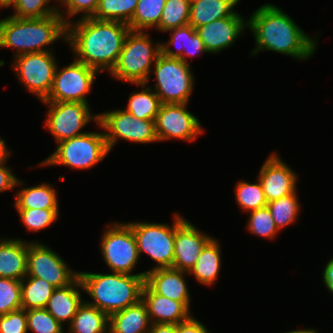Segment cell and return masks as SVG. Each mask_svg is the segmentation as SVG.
Returning <instances> with one entry per match:
<instances>
[{
  "mask_svg": "<svg viewBox=\"0 0 333 333\" xmlns=\"http://www.w3.org/2000/svg\"><path fill=\"white\" fill-rule=\"evenodd\" d=\"M151 34L130 30L125 38L117 64L109 73L123 83H150V73L161 54V41L153 42Z\"/></svg>",
  "mask_w": 333,
  "mask_h": 333,
  "instance_id": "5b68a950",
  "label": "cell"
},
{
  "mask_svg": "<svg viewBox=\"0 0 333 333\" xmlns=\"http://www.w3.org/2000/svg\"><path fill=\"white\" fill-rule=\"evenodd\" d=\"M106 228V229H105ZM100 253L110 272L146 276V271L133 272L139 260L137 242L127 222L111 221L100 237Z\"/></svg>",
  "mask_w": 333,
  "mask_h": 333,
  "instance_id": "ba28073f",
  "label": "cell"
},
{
  "mask_svg": "<svg viewBox=\"0 0 333 333\" xmlns=\"http://www.w3.org/2000/svg\"><path fill=\"white\" fill-rule=\"evenodd\" d=\"M166 0H138L136 10L128 26L132 31L157 29Z\"/></svg>",
  "mask_w": 333,
  "mask_h": 333,
  "instance_id": "f546056e",
  "label": "cell"
},
{
  "mask_svg": "<svg viewBox=\"0 0 333 333\" xmlns=\"http://www.w3.org/2000/svg\"><path fill=\"white\" fill-rule=\"evenodd\" d=\"M189 273L173 268H158L146 271L145 283L157 294L182 302L191 309V294L186 276Z\"/></svg>",
  "mask_w": 333,
  "mask_h": 333,
  "instance_id": "d6986e66",
  "label": "cell"
},
{
  "mask_svg": "<svg viewBox=\"0 0 333 333\" xmlns=\"http://www.w3.org/2000/svg\"><path fill=\"white\" fill-rule=\"evenodd\" d=\"M67 40V25L57 13L43 18L0 19V48L13 50V57L25 53L54 51L51 45ZM51 47V48H50Z\"/></svg>",
  "mask_w": 333,
  "mask_h": 333,
  "instance_id": "3957f363",
  "label": "cell"
},
{
  "mask_svg": "<svg viewBox=\"0 0 333 333\" xmlns=\"http://www.w3.org/2000/svg\"><path fill=\"white\" fill-rule=\"evenodd\" d=\"M138 0H99L92 18L104 21H118L129 24L136 10Z\"/></svg>",
  "mask_w": 333,
  "mask_h": 333,
  "instance_id": "836d02e7",
  "label": "cell"
},
{
  "mask_svg": "<svg viewBox=\"0 0 333 333\" xmlns=\"http://www.w3.org/2000/svg\"><path fill=\"white\" fill-rule=\"evenodd\" d=\"M109 316L97 307L83 301L68 325L69 333H107Z\"/></svg>",
  "mask_w": 333,
  "mask_h": 333,
  "instance_id": "4316f807",
  "label": "cell"
},
{
  "mask_svg": "<svg viewBox=\"0 0 333 333\" xmlns=\"http://www.w3.org/2000/svg\"><path fill=\"white\" fill-rule=\"evenodd\" d=\"M9 8L15 18H43L58 13L59 0H8L0 9Z\"/></svg>",
  "mask_w": 333,
  "mask_h": 333,
  "instance_id": "4dcf8cb0",
  "label": "cell"
},
{
  "mask_svg": "<svg viewBox=\"0 0 333 333\" xmlns=\"http://www.w3.org/2000/svg\"><path fill=\"white\" fill-rule=\"evenodd\" d=\"M8 161L0 162V193L14 191L18 178L14 171L8 166Z\"/></svg>",
  "mask_w": 333,
  "mask_h": 333,
  "instance_id": "ee69618b",
  "label": "cell"
},
{
  "mask_svg": "<svg viewBox=\"0 0 333 333\" xmlns=\"http://www.w3.org/2000/svg\"><path fill=\"white\" fill-rule=\"evenodd\" d=\"M96 125L104 132L110 152L120 140L145 145L158 142L155 120L139 119L123 108L99 112Z\"/></svg>",
  "mask_w": 333,
  "mask_h": 333,
  "instance_id": "9c48e42d",
  "label": "cell"
},
{
  "mask_svg": "<svg viewBox=\"0 0 333 333\" xmlns=\"http://www.w3.org/2000/svg\"><path fill=\"white\" fill-rule=\"evenodd\" d=\"M25 183V184H24ZM22 185V186H21ZM26 182L18 178L16 188L13 193L15 201L13 202L15 209H49V210H60L58 191L49 183H39L35 186H26ZM53 186V187H52Z\"/></svg>",
  "mask_w": 333,
  "mask_h": 333,
  "instance_id": "603a6c76",
  "label": "cell"
},
{
  "mask_svg": "<svg viewBox=\"0 0 333 333\" xmlns=\"http://www.w3.org/2000/svg\"><path fill=\"white\" fill-rule=\"evenodd\" d=\"M7 146L6 140L0 137V162L10 160V156L12 155V151Z\"/></svg>",
  "mask_w": 333,
  "mask_h": 333,
  "instance_id": "c3c4849f",
  "label": "cell"
},
{
  "mask_svg": "<svg viewBox=\"0 0 333 333\" xmlns=\"http://www.w3.org/2000/svg\"><path fill=\"white\" fill-rule=\"evenodd\" d=\"M248 215L246 224L248 232L269 241L278 236L279 230L276 228L274 219L267 206L248 212Z\"/></svg>",
  "mask_w": 333,
  "mask_h": 333,
  "instance_id": "d590c367",
  "label": "cell"
},
{
  "mask_svg": "<svg viewBox=\"0 0 333 333\" xmlns=\"http://www.w3.org/2000/svg\"><path fill=\"white\" fill-rule=\"evenodd\" d=\"M147 333H176V324H151Z\"/></svg>",
  "mask_w": 333,
  "mask_h": 333,
  "instance_id": "7dc6e473",
  "label": "cell"
},
{
  "mask_svg": "<svg viewBox=\"0 0 333 333\" xmlns=\"http://www.w3.org/2000/svg\"><path fill=\"white\" fill-rule=\"evenodd\" d=\"M54 52L25 53L12 59L11 67L17 81L40 102L48 97L59 64Z\"/></svg>",
  "mask_w": 333,
  "mask_h": 333,
  "instance_id": "8fae6325",
  "label": "cell"
},
{
  "mask_svg": "<svg viewBox=\"0 0 333 333\" xmlns=\"http://www.w3.org/2000/svg\"><path fill=\"white\" fill-rule=\"evenodd\" d=\"M165 33L170 37L166 42H161V53L166 57L183 60V49H186L187 43V25L167 30Z\"/></svg>",
  "mask_w": 333,
  "mask_h": 333,
  "instance_id": "60d3db41",
  "label": "cell"
},
{
  "mask_svg": "<svg viewBox=\"0 0 333 333\" xmlns=\"http://www.w3.org/2000/svg\"><path fill=\"white\" fill-rule=\"evenodd\" d=\"M142 301L152 324H178L193 315L182 302L155 293L146 283L142 289Z\"/></svg>",
  "mask_w": 333,
  "mask_h": 333,
  "instance_id": "ffe728a7",
  "label": "cell"
},
{
  "mask_svg": "<svg viewBox=\"0 0 333 333\" xmlns=\"http://www.w3.org/2000/svg\"><path fill=\"white\" fill-rule=\"evenodd\" d=\"M55 287L44 279L26 276L21 280V308H45Z\"/></svg>",
  "mask_w": 333,
  "mask_h": 333,
  "instance_id": "f1b7e54d",
  "label": "cell"
},
{
  "mask_svg": "<svg viewBox=\"0 0 333 333\" xmlns=\"http://www.w3.org/2000/svg\"><path fill=\"white\" fill-rule=\"evenodd\" d=\"M176 333H211L205 324L193 315L186 321L176 324Z\"/></svg>",
  "mask_w": 333,
  "mask_h": 333,
  "instance_id": "f6af8a7d",
  "label": "cell"
},
{
  "mask_svg": "<svg viewBox=\"0 0 333 333\" xmlns=\"http://www.w3.org/2000/svg\"><path fill=\"white\" fill-rule=\"evenodd\" d=\"M322 280L326 290L333 295V257L327 261L322 271Z\"/></svg>",
  "mask_w": 333,
  "mask_h": 333,
  "instance_id": "bcb514c9",
  "label": "cell"
},
{
  "mask_svg": "<svg viewBox=\"0 0 333 333\" xmlns=\"http://www.w3.org/2000/svg\"><path fill=\"white\" fill-rule=\"evenodd\" d=\"M133 85L141 90L130 93L124 110L139 119L155 120L162 105L159 97L146 83H133Z\"/></svg>",
  "mask_w": 333,
  "mask_h": 333,
  "instance_id": "83f0119b",
  "label": "cell"
},
{
  "mask_svg": "<svg viewBox=\"0 0 333 333\" xmlns=\"http://www.w3.org/2000/svg\"><path fill=\"white\" fill-rule=\"evenodd\" d=\"M47 108L44 128L53 136L55 143L77 137L88 123L98 122V114L92 113L90 104L81 102L42 101Z\"/></svg>",
  "mask_w": 333,
  "mask_h": 333,
  "instance_id": "7c38bea8",
  "label": "cell"
},
{
  "mask_svg": "<svg viewBox=\"0 0 333 333\" xmlns=\"http://www.w3.org/2000/svg\"><path fill=\"white\" fill-rule=\"evenodd\" d=\"M8 0H0V8L7 2Z\"/></svg>",
  "mask_w": 333,
  "mask_h": 333,
  "instance_id": "f907efd6",
  "label": "cell"
},
{
  "mask_svg": "<svg viewBox=\"0 0 333 333\" xmlns=\"http://www.w3.org/2000/svg\"><path fill=\"white\" fill-rule=\"evenodd\" d=\"M238 11L232 16L212 21L196 28L208 54L217 55L229 49L245 30L248 29V19H244Z\"/></svg>",
  "mask_w": 333,
  "mask_h": 333,
  "instance_id": "ac0fdd59",
  "label": "cell"
},
{
  "mask_svg": "<svg viewBox=\"0 0 333 333\" xmlns=\"http://www.w3.org/2000/svg\"><path fill=\"white\" fill-rule=\"evenodd\" d=\"M283 333H319V331L315 328H303V329H295V330H288L286 332H283Z\"/></svg>",
  "mask_w": 333,
  "mask_h": 333,
  "instance_id": "681fc988",
  "label": "cell"
},
{
  "mask_svg": "<svg viewBox=\"0 0 333 333\" xmlns=\"http://www.w3.org/2000/svg\"><path fill=\"white\" fill-rule=\"evenodd\" d=\"M21 309V280L0 278V315Z\"/></svg>",
  "mask_w": 333,
  "mask_h": 333,
  "instance_id": "ab89813d",
  "label": "cell"
},
{
  "mask_svg": "<svg viewBox=\"0 0 333 333\" xmlns=\"http://www.w3.org/2000/svg\"><path fill=\"white\" fill-rule=\"evenodd\" d=\"M301 205L297 190L293 194L267 203L275 226L280 232L297 221L301 214Z\"/></svg>",
  "mask_w": 333,
  "mask_h": 333,
  "instance_id": "1f68e13d",
  "label": "cell"
},
{
  "mask_svg": "<svg viewBox=\"0 0 333 333\" xmlns=\"http://www.w3.org/2000/svg\"><path fill=\"white\" fill-rule=\"evenodd\" d=\"M221 244L214 236L203 247L189 275L204 286H213L220 276L222 266Z\"/></svg>",
  "mask_w": 333,
  "mask_h": 333,
  "instance_id": "cb8c5ba5",
  "label": "cell"
},
{
  "mask_svg": "<svg viewBox=\"0 0 333 333\" xmlns=\"http://www.w3.org/2000/svg\"><path fill=\"white\" fill-rule=\"evenodd\" d=\"M78 273L45 243L39 240L28 241L26 276L44 279L55 288H60L71 284Z\"/></svg>",
  "mask_w": 333,
  "mask_h": 333,
  "instance_id": "5bb4252c",
  "label": "cell"
},
{
  "mask_svg": "<svg viewBox=\"0 0 333 333\" xmlns=\"http://www.w3.org/2000/svg\"><path fill=\"white\" fill-rule=\"evenodd\" d=\"M59 67V68H58ZM99 73L73 58L70 64L56 68L53 85L44 101L81 102L89 104L87 96L92 91Z\"/></svg>",
  "mask_w": 333,
  "mask_h": 333,
  "instance_id": "4fadbf2b",
  "label": "cell"
},
{
  "mask_svg": "<svg viewBox=\"0 0 333 333\" xmlns=\"http://www.w3.org/2000/svg\"><path fill=\"white\" fill-rule=\"evenodd\" d=\"M169 223L132 221L127 222L134 233L138 254L146 253L156 264L147 271L158 268H172L176 232V212Z\"/></svg>",
  "mask_w": 333,
  "mask_h": 333,
  "instance_id": "30bf717a",
  "label": "cell"
},
{
  "mask_svg": "<svg viewBox=\"0 0 333 333\" xmlns=\"http://www.w3.org/2000/svg\"><path fill=\"white\" fill-rule=\"evenodd\" d=\"M24 227L29 232H39L50 228L60 216V210L49 209H15Z\"/></svg>",
  "mask_w": 333,
  "mask_h": 333,
  "instance_id": "8d00e7d4",
  "label": "cell"
},
{
  "mask_svg": "<svg viewBox=\"0 0 333 333\" xmlns=\"http://www.w3.org/2000/svg\"><path fill=\"white\" fill-rule=\"evenodd\" d=\"M259 169L258 177L267 203L293 194L298 188L299 176L283 161L278 152H271Z\"/></svg>",
  "mask_w": 333,
  "mask_h": 333,
  "instance_id": "2e32d148",
  "label": "cell"
},
{
  "mask_svg": "<svg viewBox=\"0 0 333 333\" xmlns=\"http://www.w3.org/2000/svg\"><path fill=\"white\" fill-rule=\"evenodd\" d=\"M28 332L63 333L65 327L60 324L45 308L26 311Z\"/></svg>",
  "mask_w": 333,
  "mask_h": 333,
  "instance_id": "f35d334b",
  "label": "cell"
},
{
  "mask_svg": "<svg viewBox=\"0 0 333 333\" xmlns=\"http://www.w3.org/2000/svg\"><path fill=\"white\" fill-rule=\"evenodd\" d=\"M212 235L200 231L191 221L176 212V232L172 268L190 272L203 247Z\"/></svg>",
  "mask_w": 333,
  "mask_h": 333,
  "instance_id": "e0dca14e",
  "label": "cell"
},
{
  "mask_svg": "<svg viewBox=\"0 0 333 333\" xmlns=\"http://www.w3.org/2000/svg\"><path fill=\"white\" fill-rule=\"evenodd\" d=\"M129 31V26L122 22L84 18L67 25L66 43L75 60L99 73H110Z\"/></svg>",
  "mask_w": 333,
  "mask_h": 333,
  "instance_id": "7a4b0ae2",
  "label": "cell"
},
{
  "mask_svg": "<svg viewBox=\"0 0 333 333\" xmlns=\"http://www.w3.org/2000/svg\"><path fill=\"white\" fill-rule=\"evenodd\" d=\"M192 65L180 58L158 56L150 75L154 74L155 83H146L153 87L162 104L188 103L195 87V76Z\"/></svg>",
  "mask_w": 333,
  "mask_h": 333,
  "instance_id": "52a82bcc",
  "label": "cell"
},
{
  "mask_svg": "<svg viewBox=\"0 0 333 333\" xmlns=\"http://www.w3.org/2000/svg\"><path fill=\"white\" fill-rule=\"evenodd\" d=\"M241 0H196L191 3L189 24L198 28L212 21L232 16Z\"/></svg>",
  "mask_w": 333,
  "mask_h": 333,
  "instance_id": "484cf974",
  "label": "cell"
},
{
  "mask_svg": "<svg viewBox=\"0 0 333 333\" xmlns=\"http://www.w3.org/2000/svg\"><path fill=\"white\" fill-rule=\"evenodd\" d=\"M83 291L90 296L87 301L108 316L138 303L142 299L145 284L143 275L110 272L94 273L79 271Z\"/></svg>",
  "mask_w": 333,
  "mask_h": 333,
  "instance_id": "277c9868",
  "label": "cell"
},
{
  "mask_svg": "<svg viewBox=\"0 0 333 333\" xmlns=\"http://www.w3.org/2000/svg\"><path fill=\"white\" fill-rule=\"evenodd\" d=\"M256 178L254 183L243 179L234 185L235 203L242 210L241 212L248 213L267 206L262 185L258 177Z\"/></svg>",
  "mask_w": 333,
  "mask_h": 333,
  "instance_id": "d6a6232c",
  "label": "cell"
},
{
  "mask_svg": "<svg viewBox=\"0 0 333 333\" xmlns=\"http://www.w3.org/2000/svg\"><path fill=\"white\" fill-rule=\"evenodd\" d=\"M190 10L189 0H166L156 31L165 33L167 30L188 25Z\"/></svg>",
  "mask_w": 333,
  "mask_h": 333,
  "instance_id": "e575fe53",
  "label": "cell"
},
{
  "mask_svg": "<svg viewBox=\"0 0 333 333\" xmlns=\"http://www.w3.org/2000/svg\"><path fill=\"white\" fill-rule=\"evenodd\" d=\"M99 0H59L58 14L66 25L75 20L92 18L97 10ZM80 15V16H79Z\"/></svg>",
  "mask_w": 333,
  "mask_h": 333,
  "instance_id": "74e56055",
  "label": "cell"
},
{
  "mask_svg": "<svg viewBox=\"0 0 333 333\" xmlns=\"http://www.w3.org/2000/svg\"><path fill=\"white\" fill-rule=\"evenodd\" d=\"M0 333H28L26 310L21 308L0 315Z\"/></svg>",
  "mask_w": 333,
  "mask_h": 333,
  "instance_id": "b9f144b4",
  "label": "cell"
},
{
  "mask_svg": "<svg viewBox=\"0 0 333 333\" xmlns=\"http://www.w3.org/2000/svg\"><path fill=\"white\" fill-rule=\"evenodd\" d=\"M151 324L146 304L141 299L138 303L109 315L108 329L112 333H147Z\"/></svg>",
  "mask_w": 333,
  "mask_h": 333,
  "instance_id": "d4e9b609",
  "label": "cell"
},
{
  "mask_svg": "<svg viewBox=\"0 0 333 333\" xmlns=\"http://www.w3.org/2000/svg\"><path fill=\"white\" fill-rule=\"evenodd\" d=\"M188 107V103L161 105L155 119L158 142L178 139L192 143L204 133L201 121Z\"/></svg>",
  "mask_w": 333,
  "mask_h": 333,
  "instance_id": "9a60e30c",
  "label": "cell"
},
{
  "mask_svg": "<svg viewBox=\"0 0 333 333\" xmlns=\"http://www.w3.org/2000/svg\"><path fill=\"white\" fill-rule=\"evenodd\" d=\"M248 19V30L255 40L249 56L271 51L290 56L295 61L309 60L317 50L320 34L310 36L279 6L262 4Z\"/></svg>",
  "mask_w": 333,
  "mask_h": 333,
  "instance_id": "6da1fadb",
  "label": "cell"
},
{
  "mask_svg": "<svg viewBox=\"0 0 333 333\" xmlns=\"http://www.w3.org/2000/svg\"><path fill=\"white\" fill-rule=\"evenodd\" d=\"M38 167L66 166L73 170H90L109 154L104 132L88 131L83 135L65 139Z\"/></svg>",
  "mask_w": 333,
  "mask_h": 333,
  "instance_id": "8992f818",
  "label": "cell"
},
{
  "mask_svg": "<svg viewBox=\"0 0 333 333\" xmlns=\"http://www.w3.org/2000/svg\"><path fill=\"white\" fill-rule=\"evenodd\" d=\"M83 287L79 277L71 284L55 288L45 309L63 326L71 323L84 299Z\"/></svg>",
  "mask_w": 333,
  "mask_h": 333,
  "instance_id": "7402d4cb",
  "label": "cell"
},
{
  "mask_svg": "<svg viewBox=\"0 0 333 333\" xmlns=\"http://www.w3.org/2000/svg\"><path fill=\"white\" fill-rule=\"evenodd\" d=\"M208 53L204 47L202 40L199 35L190 24L187 25V43L186 49H183V61L189 65H191L188 58L196 57L201 54Z\"/></svg>",
  "mask_w": 333,
  "mask_h": 333,
  "instance_id": "7bdbcfd3",
  "label": "cell"
},
{
  "mask_svg": "<svg viewBox=\"0 0 333 333\" xmlns=\"http://www.w3.org/2000/svg\"><path fill=\"white\" fill-rule=\"evenodd\" d=\"M28 240L0 238V278L22 280L27 272Z\"/></svg>",
  "mask_w": 333,
  "mask_h": 333,
  "instance_id": "44dd1931",
  "label": "cell"
}]
</instances>
